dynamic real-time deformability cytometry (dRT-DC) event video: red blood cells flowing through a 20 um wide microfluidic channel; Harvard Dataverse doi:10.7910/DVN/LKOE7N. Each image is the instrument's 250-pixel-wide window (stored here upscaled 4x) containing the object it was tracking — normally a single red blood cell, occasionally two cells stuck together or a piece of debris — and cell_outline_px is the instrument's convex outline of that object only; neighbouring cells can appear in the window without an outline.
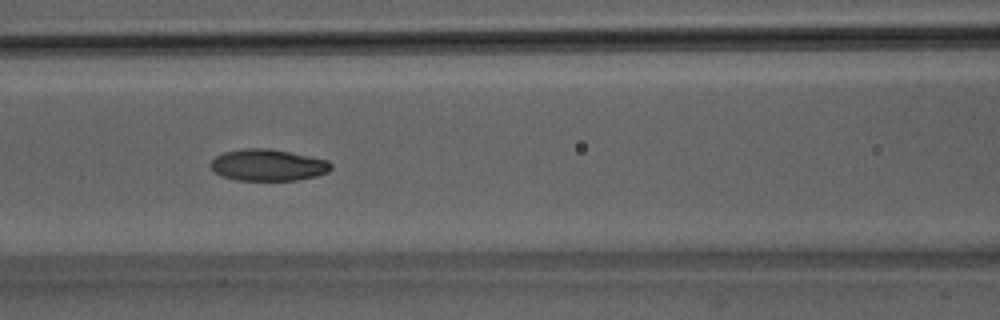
{"species": "Egyptian fruit bat (a non-hibernating species)", "species_latin": "Rousettus aegyptiacus", "temperature_condition": "room temperature", "stored_images_in_passage": 49, "camera_frame_rate_fps": 3000, "um_per_image_px": 0.085, "animal": {"sex": "male"}, "frame": {"image": 1, "passage_image": 20, "time_ms": 6.333, "image_size_px": [1000, 320], "cell_outline_px": [[332, 168], [328, 172], [316, 176], [296, 180], [236, 180], [220, 176], [208, 164], [216, 156], [224, 152], [244, 148], [268, 148], [328, 160], [332, 164]], "centroid_in_image_um": [22.76, 14.03], "position_along_channel_um": 143.8, "area_um2": 22.14}}
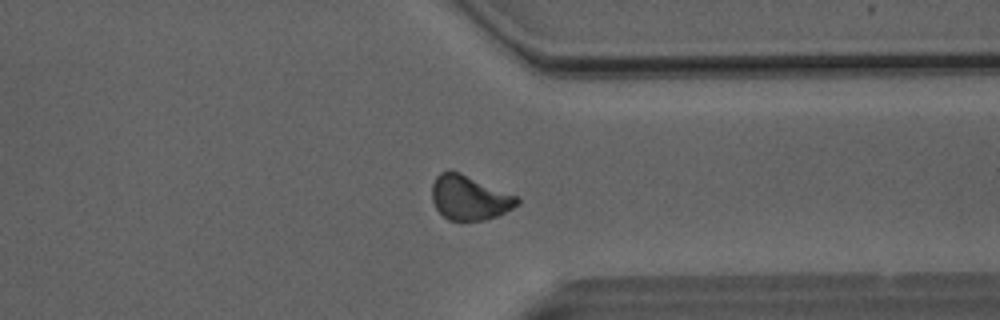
{"frame": {"image": 2, "passage_image": 37, "time_ms": 12.0, "image_size_px": [1000, 320], "cell_outline_px": [[520, 204], [496, 216], [484, 220], [448, 220], [436, 208], [432, 200], [432, 184], [436, 176], [440, 172], [448, 168], [460, 172], [520, 196]], "centroid_in_image_um": [39.91, 16.77], "position_along_channel_um": 371.5, "area_um2": 22.43}}
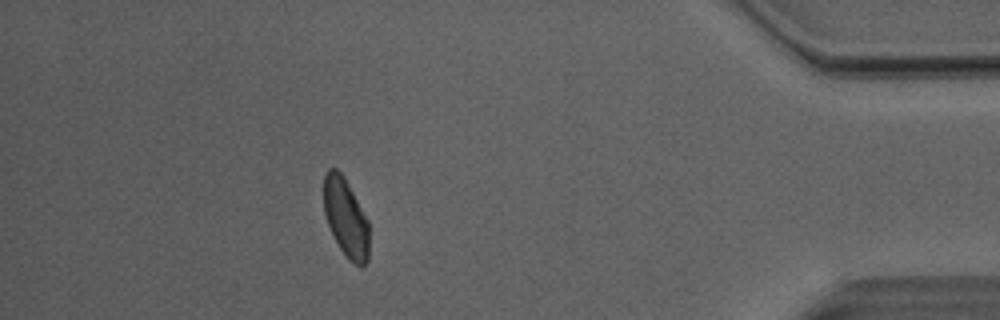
{"frame": {"image": 3, "passage_image": 43, "time_ms": 14.0, "image_size_px": [1000, 320], "cell_outline_px": [[368, 260], [364, 268], [360, 268], [352, 264], [348, 260], [340, 248], [328, 224], [324, 212], [324, 172], [328, 168], [336, 168], [344, 176], [368, 220]], "centroid_in_image_um": [29.4, 18.53], "position_along_channel_um": 405.8, "area_um2": 20.87}, "authors_computed_cell_mechanics": {"area_um2": 22.1374, "velocity_mm_per_s": 4.0441, "shape_relaxation_time_tau1_ms": 5.4837, "shape_relaxation_time_tau2_ms": 3.8812, "deformation_change_tau1": 0.1465, "deformation_change_tau2": 0.0954}}